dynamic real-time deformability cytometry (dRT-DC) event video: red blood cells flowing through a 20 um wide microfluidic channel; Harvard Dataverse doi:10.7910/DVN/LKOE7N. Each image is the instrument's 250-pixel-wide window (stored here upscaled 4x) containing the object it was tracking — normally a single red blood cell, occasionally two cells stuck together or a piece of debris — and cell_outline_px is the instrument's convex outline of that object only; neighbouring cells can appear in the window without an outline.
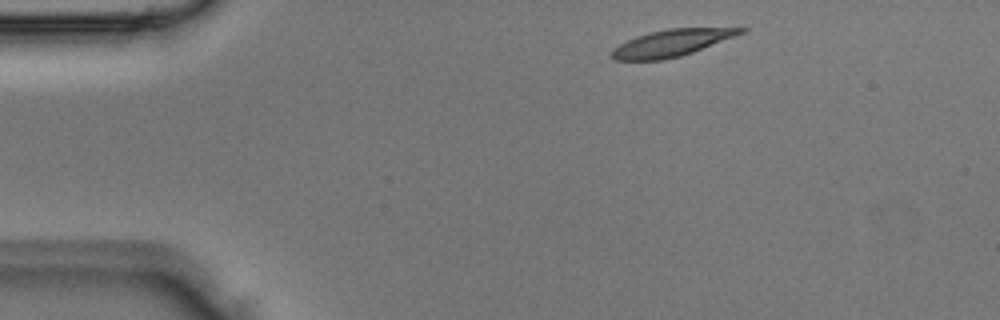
{"species": "Egyptian fruit bat (a non-hibernating species)", "species_latin": "Rousettus aegyptiacus", "temperature_condition": "room temperature", "stored_images_in_passage": 3, "camera_frame_rate_fps": 3000, "um_per_image_px": 0.085, "animal": {"sex": "male"}, "frame": {"image": 1, "passage_image": 1, "time_ms": 0.0, "image_size_px": [1000, 320], "cell_outline_px": [[748, 28], [744, 32], [736, 36], [692, 52], [680, 56], [664, 60], [616, 60], [608, 56], [608, 52], [612, 48], [636, 36], [668, 28]], "centroid_in_image_um": [57.03, 3.66], "position_along_channel_um": 28.0, "area_um2": 20.06}}
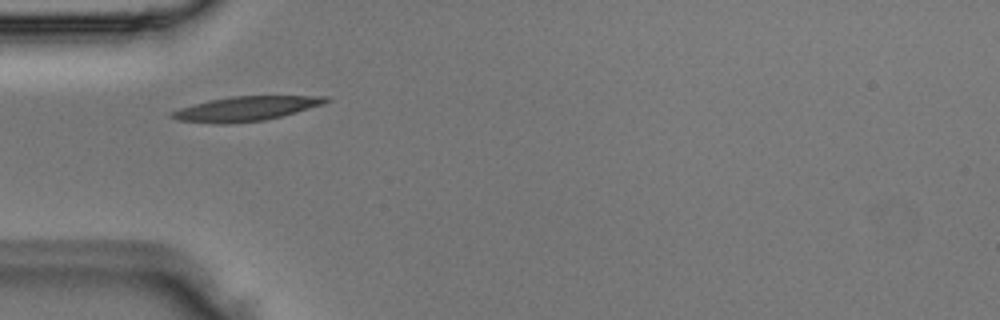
{"frame": {"image": 2, "passage_image": 3, "time_ms": 0.667, "image_size_px": [1000, 320], "cell_outline_px": [[332, 100], [324, 104], [296, 112], [264, 120], [228, 124], [212, 124], [176, 120], [168, 116], [168, 112], [180, 108], [212, 100], [232, 96], [328, 96]], "centroid_in_image_um": [20.87, 9.25], "position_along_channel_um": 64.1, "area_um2": 22.02}}